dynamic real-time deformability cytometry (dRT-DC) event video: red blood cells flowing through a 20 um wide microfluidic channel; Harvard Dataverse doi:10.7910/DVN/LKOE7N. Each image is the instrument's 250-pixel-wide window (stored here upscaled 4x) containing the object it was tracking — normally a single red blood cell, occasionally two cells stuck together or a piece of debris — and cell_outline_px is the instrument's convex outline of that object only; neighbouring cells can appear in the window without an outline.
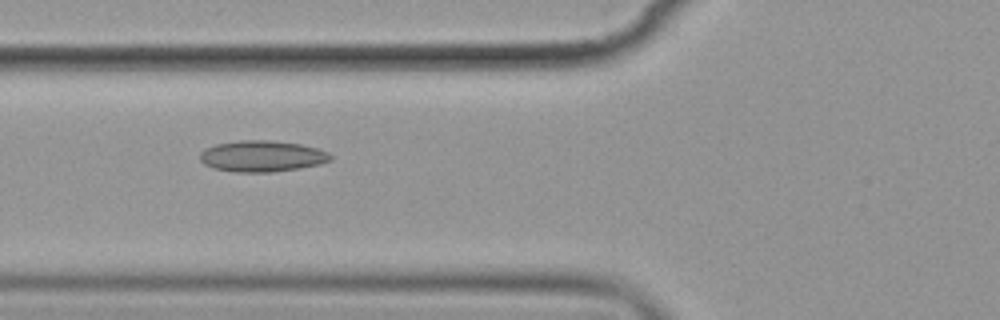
{"species": "common noctule bat (a hibernating species)", "species_latin": "Nyctalus noctula", "temperature_condition": "cold", "stored_images_in_passage": 4, "camera_frame_rate_fps": 3000, "um_per_image_px": 0.085, "animal": {"sex": "female", "body_mass_g": 19.9}, "frame": {"image": 1, "passage_image": 2, "time_ms": 1.0, "image_size_px": [1000, 320], "cell_outline_px": [[332, 160], [320, 164], [300, 168], [272, 172], [236, 172], [212, 168], [204, 164], [200, 160], [200, 152], [204, 148], [216, 144], [240, 140], [276, 140], [300, 144], [316, 148], [328, 152], [332, 156]], "centroid_in_image_um": [22.26, 13.27], "position_along_channel_um": 103.5, "area_um2": 23.93}}
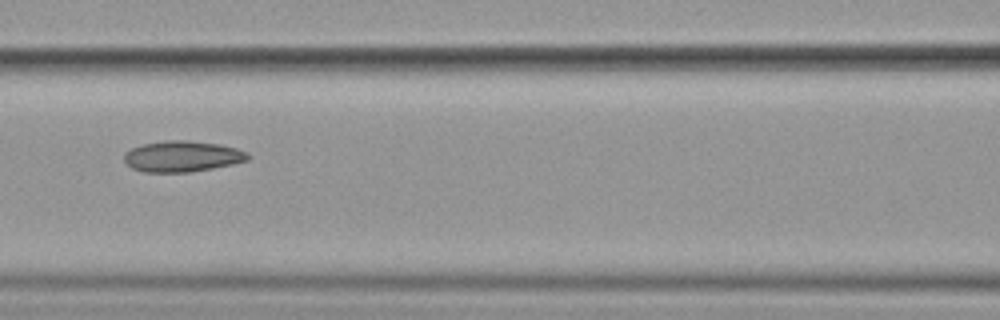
{"frame": {"image": 2, "passage_image": 3, "time_ms": 2.333, "image_size_px": [1000, 320], "cell_outline_px": [[248, 160], [232, 164], [212, 168], [188, 172], [144, 172], [132, 168], [124, 160], [124, 152], [132, 148], [144, 144], [164, 140], [188, 140], [220, 144], [236, 148], [248, 152]], "centroid_in_image_um": [15.48, 13.28], "position_along_channel_um": 151.1, "area_um2": 22.25}}
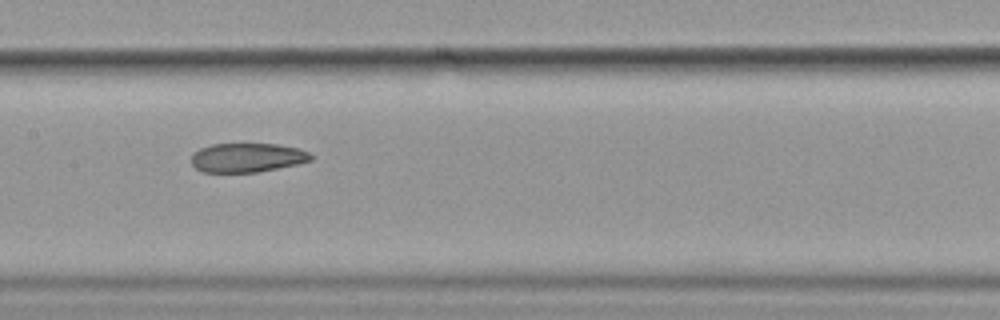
{"frame": {"image": 3, "passage_image": 4, "time_ms": 3.333, "image_size_px": [1000, 320], "cell_outline_px": [[312, 160], [296, 164], [256, 172], [204, 172], [196, 168], [192, 164], [192, 156], [200, 148], [212, 144], [276, 144], [296, 148], [308, 152], [312, 156]], "centroid_in_image_um": [21.0, 13.4], "position_along_channel_um": 186.4, "area_um2": 19.94}}